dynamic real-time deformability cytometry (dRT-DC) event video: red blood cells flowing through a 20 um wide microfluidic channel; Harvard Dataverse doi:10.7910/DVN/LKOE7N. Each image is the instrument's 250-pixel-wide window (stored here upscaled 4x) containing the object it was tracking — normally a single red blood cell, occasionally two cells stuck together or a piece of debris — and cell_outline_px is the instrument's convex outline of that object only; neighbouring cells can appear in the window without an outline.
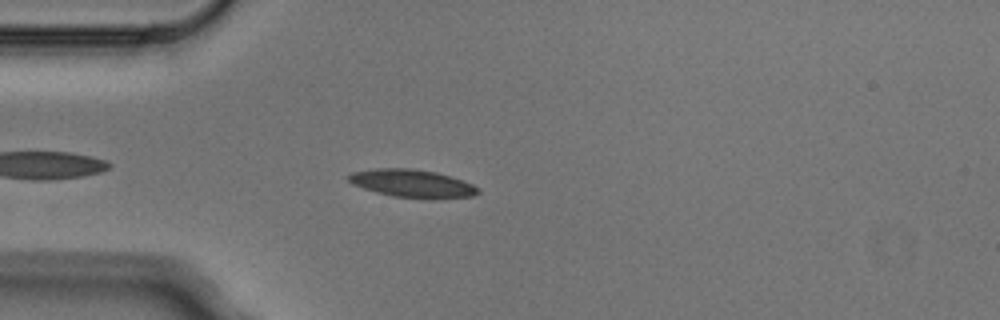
{"species": "Egyptian fruit bat (a non-hibernating species)", "species_latin": "Rousettus aegyptiacus", "temperature_condition": "cold", "stored_images_in_passage": 5, "camera_frame_rate_fps": 3000, "um_per_image_px": 0.085, "animal": {"sex": "male"}, "frame": {"image": 1, "passage_image": 4, "time_ms": 1.0, "image_size_px": [1000, 320], "cell_outline_px": [[480, 192], [472, 196], [432, 200], [428, 200], [392, 196], [376, 192], [352, 184], [344, 176], [352, 172], [376, 168], [412, 168], [436, 172], [472, 184], [480, 188]], "centroid_in_image_um": [35.03, 15.61], "position_along_channel_um": 50.0, "area_um2": 21.39}}